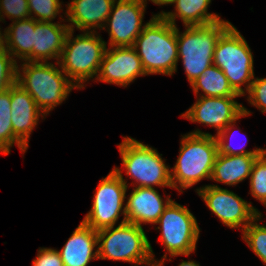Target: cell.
Masks as SVG:
<instances>
[{
    "label": "cell",
    "mask_w": 266,
    "mask_h": 266,
    "mask_svg": "<svg viewBox=\"0 0 266 266\" xmlns=\"http://www.w3.org/2000/svg\"><path fill=\"white\" fill-rule=\"evenodd\" d=\"M5 15L13 22L30 18L28 0H0V21Z\"/></svg>",
    "instance_id": "obj_30"
},
{
    "label": "cell",
    "mask_w": 266,
    "mask_h": 266,
    "mask_svg": "<svg viewBox=\"0 0 266 266\" xmlns=\"http://www.w3.org/2000/svg\"><path fill=\"white\" fill-rule=\"evenodd\" d=\"M17 65L16 83L34 99L45 115L60 105L71 92L78 89L68 76L50 62H27Z\"/></svg>",
    "instance_id": "obj_3"
},
{
    "label": "cell",
    "mask_w": 266,
    "mask_h": 266,
    "mask_svg": "<svg viewBox=\"0 0 266 266\" xmlns=\"http://www.w3.org/2000/svg\"><path fill=\"white\" fill-rule=\"evenodd\" d=\"M166 256H167V253L164 254V256L162 257L160 261H157V260L151 261L150 263L147 264V266H163Z\"/></svg>",
    "instance_id": "obj_33"
},
{
    "label": "cell",
    "mask_w": 266,
    "mask_h": 266,
    "mask_svg": "<svg viewBox=\"0 0 266 266\" xmlns=\"http://www.w3.org/2000/svg\"><path fill=\"white\" fill-rule=\"evenodd\" d=\"M192 89L197 97L199 89L204 97H240L230 86L224 72L212 64L192 84Z\"/></svg>",
    "instance_id": "obj_23"
},
{
    "label": "cell",
    "mask_w": 266,
    "mask_h": 266,
    "mask_svg": "<svg viewBox=\"0 0 266 266\" xmlns=\"http://www.w3.org/2000/svg\"><path fill=\"white\" fill-rule=\"evenodd\" d=\"M235 98L199 96V99L197 98V101L181 116L191 122L214 127L218 134L230 123L251 114L242 104L236 102Z\"/></svg>",
    "instance_id": "obj_13"
},
{
    "label": "cell",
    "mask_w": 266,
    "mask_h": 266,
    "mask_svg": "<svg viewBox=\"0 0 266 266\" xmlns=\"http://www.w3.org/2000/svg\"><path fill=\"white\" fill-rule=\"evenodd\" d=\"M145 7L143 0H115L104 28L107 25L110 47L134 46L143 30Z\"/></svg>",
    "instance_id": "obj_12"
},
{
    "label": "cell",
    "mask_w": 266,
    "mask_h": 266,
    "mask_svg": "<svg viewBox=\"0 0 266 266\" xmlns=\"http://www.w3.org/2000/svg\"><path fill=\"white\" fill-rule=\"evenodd\" d=\"M156 224L161 230L160 241L171 257L189 256L196 250L200 229L188 208L171 201Z\"/></svg>",
    "instance_id": "obj_10"
},
{
    "label": "cell",
    "mask_w": 266,
    "mask_h": 266,
    "mask_svg": "<svg viewBox=\"0 0 266 266\" xmlns=\"http://www.w3.org/2000/svg\"><path fill=\"white\" fill-rule=\"evenodd\" d=\"M10 98L13 133L28 148L30 134L44 114L29 93L17 83L10 87Z\"/></svg>",
    "instance_id": "obj_16"
},
{
    "label": "cell",
    "mask_w": 266,
    "mask_h": 266,
    "mask_svg": "<svg viewBox=\"0 0 266 266\" xmlns=\"http://www.w3.org/2000/svg\"><path fill=\"white\" fill-rule=\"evenodd\" d=\"M260 155H225L217 153L211 180L233 186L250 177L254 161Z\"/></svg>",
    "instance_id": "obj_21"
},
{
    "label": "cell",
    "mask_w": 266,
    "mask_h": 266,
    "mask_svg": "<svg viewBox=\"0 0 266 266\" xmlns=\"http://www.w3.org/2000/svg\"><path fill=\"white\" fill-rule=\"evenodd\" d=\"M144 75L147 74L133 46L110 47L106 49L95 80L126 87Z\"/></svg>",
    "instance_id": "obj_14"
},
{
    "label": "cell",
    "mask_w": 266,
    "mask_h": 266,
    "mask_svg": "<svg viewBox=\"0 0 266 266\" xmlns=\"http://www.w3.org/2000/svg\"><path fill=\"white\" fill-rule=\"evenodd\" d=\"M145 4H147V0H143ZM153 3L157 5H167V4H172L174 0H150Z\"/></svg>",
    "instance_id": "obj_34"
},
{
    "label": "cell",
    "mask_w": 266,
    "mask_h": 266,
    "mask_svg": "<svg viewBox=\"0 0 266 266\" xmlns=\"http://www.w3.org/2000/svg\"><path fill=\"white\" fill-rule=\"evenodd\" d=\"M61 3L59 0H28L30 18L37 21L52 22L61 12ZM32 13L38 18L32 16Z\"/></svg>",
    "instance_id": "obj_27"
},
{
    "label": "cell",
    "mask_w": 266,
    "mask_h": 266,
    "mask_svg": "<svg viewBox=\"0 0 266 266\" xmlns=\"http://www.w3.org/2000/svg\"><path fill=\"white\" fill-rule=\"evenodd\" d=\"M35 20L28 18L14 21L3 34V47L12 57L33 62Z\"/></svg>",
    "instance_id": "obj_20"
},
{
    "label": "cell",
    "mask_w": 266,
    "mask_h": 266,
    "mask_svg": "<svg viewBox=\"0 0 266 266\" xmlns=\"http://www.w3.org/2000/svg\"><path fill=\"white\" fill-rule=\"evenodd\" d=\"M114 2L115 0H72L67 4L65 12L66 21L71 22L69 28L74 30L76 27L86 32H95L96 28L104 30V23L111 13Z\"/></svg>",
    "instance_id": "obj_17"
},
{
    "label": "cell",
    "mask_w": 266,
    "mask_h": 266,
    "mask_svg": "<svg viewBox=\"0 0 266 266\" xmlns=\"http://www.w3.org/2000/svg\"><path fill=\"white\" fill-rule=\"evenodd\" d=\"M118 149L126 175L136 181L137 185L133 184V187L172 188L170 167L166 166L162 154L156 149L132 137H123Z\"/></svg>",
    "instance_id": "obj_8"
},
{
    "label": "cell",
    "mask_w": 266,
    "mask_h": 266,
    "mask_svg": "<svg viewBox=\"0 0 266 266\" xmlns=\"http://www.w3.org/2000/svg\"><path fill=\"white\" fill-rule=\"evenodd\" d=\"M211 0H174L176 12H160L166 21L177 26L176 17L183 21L184 26L207 25L220 21V17L215 13H208V6Z\"/></svg>",
    "instance_id": "obj_22"
},
{
    "label": "cell",
    "mask_w": 266,
    "mask_h": 266,
    "mask_svg": "<svg viewBox=\"0 0 266 266\" xmlns=\"http://www.w3.org/2000/svg\"><path fill=\"white\" fill-rule=\"evenodd\" d=\"M171 201L170 197H166L164 203L155 187H135L125 205L126 222L140 227L142 223L156 224Z\"/></svg>",
    "instance_id": "obj_15"
},
{
    "label": "cell",
    "mask_w": 266,
    "mask_h": 266,
    "mask_svg": "<svg viewBox=\"0 0 266 266\" xmlns=\"http://www.w3.org/2000/svg\"><path fill=\"white\" fill-rule=\"evenodd\" d=\"M16 60L3 46L0 47V92L9 89L16 83Z\"/></svg>",
    "instance_id": "obj_28"
},
{
    "label": "cell",
    "mask_w": 266,
    "mask_h": 266,
    "mask_svg": "<svg viewBox=\"0 0 266 266\" xmlns=\"http://www.w3.org/2000/svg\"><path fill=\"white\" fill-rule=\"evenodd\" d=\"M69 31L68 24L35 20L33 62H47L49 59L58 62Z\"/></svg>",
    "instance_id": "obj_19"
},
{
    "label": "cell",
    "mask_w": 266,
    "mask_h": 266,
    "mask_svg": "<svg viewBox=\"0 0 266 266\" xmlns=\"http://www.w3.org/2000/svg\"><path fill=\"white\" fill-rule=\"evenodd\" d=\"M33 266H64L58 250L52 248L38 249Z\"/></svg>",
    "instance_id": "obj_32"
},
{
    "label": "cell",
    "mask_w": 266,
    "mask_h": 266,
    "mask_svg": "<svg viewBox=\"0 0 266 266\" xmlns=\"http://www.w3.org/2000/svg\"><path fill=\"white\" fill-rule=\"evenodd\" d=\"M10 88L0 92V153L8 155L10 148L16 143L21 152H26L27 147L14 135L11 122Z\"/></svg>",
    "instance_id": "obj_24"
},
{
    "label": "cell",
    "mask_w": 266,
    "mask_h": 266,
    "mask_svg": "<svg viewBox=\"0 0 266 266\" xmlns=\"http://www.w3.org/2000/svg\"><path fill=\"white\" fill-rule=\"evenodd\" d=\"M230 25L222 19L207 25L185 26L181 34L176 27L178 59L182 58L190 84L213 64L216 43Z\"/></svg>",
    "instance_id": "obj_5"
},
{
    "label": "cell",
    "mask_w": 266,
    "mask_h": 266,
    "mask_svg": "<svg viewBox=\"0 0 266 266\" xmlns=\"http://www.w3.org/2000/svg\"><path fill=\"white\" fill-rule=\"evenodd\" d=\"M236 121L230 123L221 132H219L215 137L218 143V153L225 155H262L266 149L257 148L248 151L244 148H234L229 143L230 131L234 129Z\"/></svg>",
    "instance_id": "obj_29"
},
{
    "label": "cell",
    "mask_w": 266,
    "mask_h": 266,
    "mask_svg": "<svg viewBox=\"0 0 266 266\" xmlns=\"http://www.w3.org/2000/svg\"><path fill=\"white\" fill-rule=\"evenodd\" d=\"M96 32L83 31V34L72 38L74 30L70 29L59 61L56 62L78 89L84 88V82L97 77L107 49V43Z\"/></svg>",
    "instance_id": "obj_4"
},
{
    "label": "cell",
    "mask_w": 266,
    "mask_h": 266,
    "mask_svg": "<svg viewBox=\"0 0 266 266\" xmlns=\"http://www.w3.org/2000/svg\"><path fill=\"white\" fill-rule=\"evenodd\" d=\"M252 197L263 205L266 203V151L254 161L250 174Z\"/></svg>",
    "instance_id": "obj_26"
},
{
    "label": "cell",
    "mask_w": 266,
    "mask_h": 266,
    "mask_svg": "<svg viewBox=\"0 0 266 266\" xmlns=\"http://www.w3.org/2000/svg\"><path fill=\"white\" fill-rule=\"evenodd\" d=\"M197 193L222 223L230 228H242L243 231L257 217L258 209L251 203L218 185H205L197 189Z\"/></svg>",
    "instance_id": "obj_11"
},
{
    "label": "cell",
    "mask_w": 266,
    "mask_h": 266,
    "mask_svg": "<svg viewBox=\"0 0 266 266\" xmlns=\"http://www.w3.org/2000/svg\"><path fill=\"white\" fill-rule=\"evenodd\" d=\"M1 29V28H0ZM3 34L1 31H0V47L3 46Z\"/></svg>",
    "instance_id": "obj_36"
},
{
    "label": "cell",
    "mask_w": 266,
    "mask_h": 266,
    "mask_svg": "<svg viewBox=\"0 0 266 266\" xmlns=\"http://www.w3.org/2000/svg\"><path fill=\"white\" fill-rule=\"evenodd\" d=\"M247 93L249 103L266 113V78L253 79Z\"/></svg>",
    "instance_id": "obj_31"
},
{
    "label": "cell",
    "mask_w": 266,
    "mask_h": 266,
    "mask_svg": "<svg viewBox=\"0 0 266 266\" xmlns=\"http://www.w3.org/2000/svg\"><path fill=\"white\" fill-rule=\"evenodd\" d=\"M261 217V213L257 211V217L244 228L242 238L266 265V225L256 223Z\"/></svg>",
    "instance_id": "obj_25"
},
{
    "label": "cell",
    "mask_w": 266,
    "mask_h": 266,
    "mask_svg": "<svg viewBox=\"0 0 266 266\" xmlns=\"http://www.w3.org/2000/svg\"><path fill=\"white\" fill-rule=\"evenodd\" d=\"M213 64L228 78L232 89L240 96L248 92L255 78L253 55L249 45L231 24L219 37L213 55ZM245 91L242 85H245Z\"/></svg>",
    "instance_id": "obj_7"
},
{
    "label": "cell",
    "mask_w": 266,
    "mask_h": 266,
    "mask_svg": "<svg viewBox=\"0 0 266 266\" xmlns=\"http://www.w3.org/2000/svg\"><path fill=\"white\" fill-rule=\"evenodd\" d=\"M180 143V153L170 175L172 188L182 192L202 179L211 178L218 143L215 136L199 129L183 135Z\"/></svg>",
    "instance_id": "obj_2"
},
{
    "label": "cell",
    "mask_w": 266,
    "mask_h": 266,
    "mask_svg": "<svg viewBox=\"0 0 266 266\" xmlns=\"http://www.w3.org/2000/svg\"><path fill=\"white\" fill-rule=\"evenodd\" d=\"M179 266H200V264L196 263L195 261H183L179 264Z\"/></svg>",
    "instance_id": "obj_35"
},
{
    "label": "cell",
    "mask_w": 266,
    "mask_h": 266,
    "mask_svg": "<svg viewBox=\"0 0 266 266\" xmlns=\"http://www.w3.org/2000/svg\"><path fill=\"white\" fill-rule=\"evenodd\" d=\"M98 258L148 264L155 261L151 244L144 229L122 220L114 228L108 227L97 231Z\"/></svg>",
    "instance_id": "obj_6"
},
{
    "label": "cell",
    "mask_w": 266,
    "mask_h": 266,
    "mask_svg": "<svg viewBox=\"0 0 266 266\" xmlns=\"http://www.w3.org/2000/svg\"><path fill=\"white\" fill-rule=\"evenodd\" d=\"M97 231L81 222L59 252L64 266H88L99 259Z\"/></svg>",
    "instance_id": "obj_18"
},
{
    "label": "cell",
    "mask_w": 266,
    "mask_h": 266,
    "mask_svg": "<svg viewBox=\"0 0 266 266\" xmlns=\"http://www.w3.org/2000/svg\"><path fill=\"white\" fill-rule=\"evenodd\" d=\"M133 47L147 75L172 76L177 72L179 59L176 27L161 15H153L149 22L143 25Z\"/></svg>",
    "instance_id": "obj_1"
},
{
    "label": "cell",
    "mask_w": 266,
    "mask_h": 266,
    "mask_svg": "<svg viewBox=\"0 0 266 266\" xmlns=\"http://www.w3.org/2000/svg\"><path fill=\"white\" fill-rule=\"evenodd\" d=\"M127 188V181L124 180L120 168L114 167L99 182L91 210L82 222L98 231L115 226L121 214L124 215L123 220H126V207L123 205L127 198Z\"/></svg>",
    "instance_id": "obj_9"
}]
</instances>
